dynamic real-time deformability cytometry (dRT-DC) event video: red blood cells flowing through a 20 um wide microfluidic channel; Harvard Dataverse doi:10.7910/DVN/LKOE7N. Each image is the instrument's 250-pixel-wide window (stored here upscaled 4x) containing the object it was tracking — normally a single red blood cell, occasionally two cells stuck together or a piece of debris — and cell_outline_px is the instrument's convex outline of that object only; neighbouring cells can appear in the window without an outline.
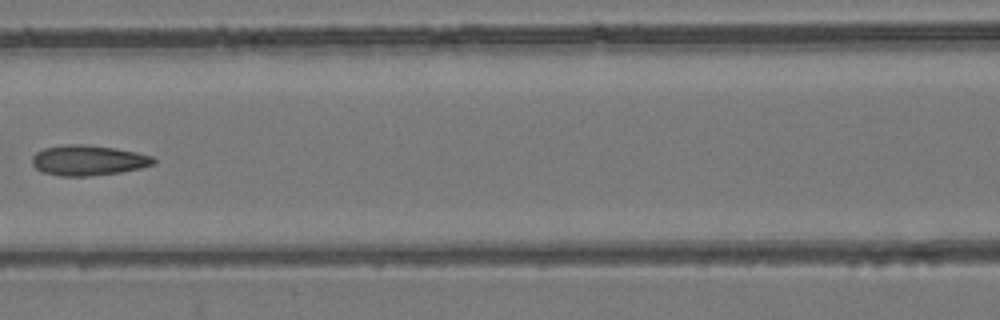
{"species": "common noctule bat (a hibernating species)", "species_latin": "Nyctalus noctula", "temperature_condition": "room temperature", "stored_images_in_passage": 8, "camera_frame_rate_fps": 3000, "um_per_image_px": 0.085, "animal": {"sex": "female", "body_mass_g": 24.6, "forearm_length_mm": 56.2}, "frame": {"image": 1, "passage_image": 6, "time_ms": 1.667, "image_size_px": [1000, 320], "cell_outline_px": [[156, 164], [140, 168], [120, 172], [88, 176], [60, 176], [40, 172], [32, 164], [32, 156], [36, 152], [44, 148], [64, 144], [84, 144], [116, 148], [136, 152], [152, 156], [156, 160]], "centroid_in_image_um": [7.48, 13.62], "position_along_channel_um": 159.1, "area_um2": 21.62}}
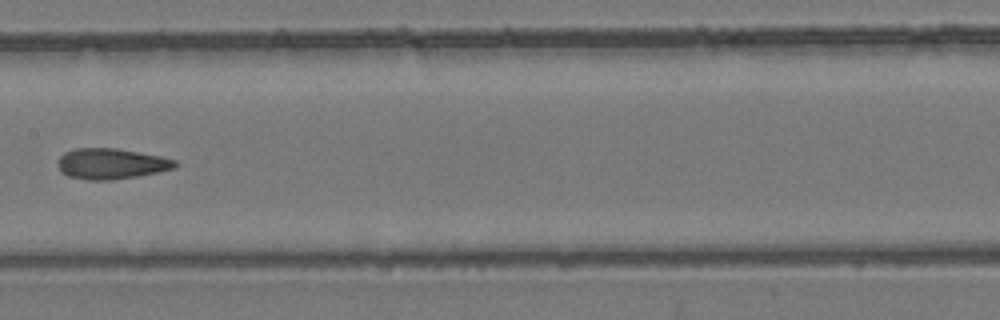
{"frame": {"image": 2, "passage_image": 7, "time_ms": 2.0, "image_size_px": [1000, 320], "cell_outline_px": [[176, 168], [136, 176], [112, 180], [88, 180], [68, 176], [60, 172], [56, 164], [56, 160], [64, 152], [72, 148], [116, 148], [160, 156], [176, 160]], "centroid_in_image_um": [9.38, 13.91], "position_along_channel_um": 198.0, "area_um2": 21.1}}
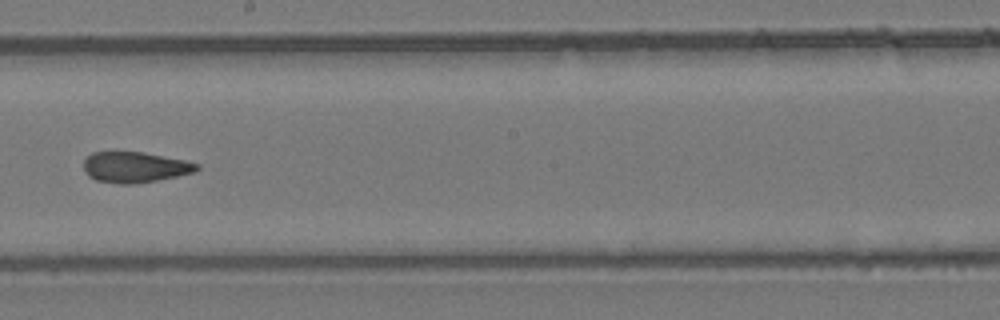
{"frame": {"image": 3, "passage_image": 8, "time_ms": 2.333, "image_size_px": [1000, 320], "cell_outline_px": [[200, 168], [196, 172], [136, 184], [120, 184], [96, 180], [88, 176], [84, 168], [84, 160], [92, 152], [144, 152], [184, 160], [200, 164]], "centroid_in_image_um": [11.48, 14.21], "position_along_channel_um": 236.7, "area_um2": 20.23}}